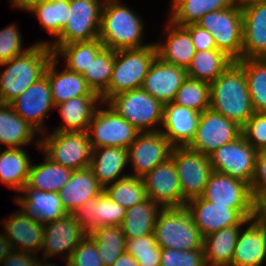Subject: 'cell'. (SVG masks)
I'll return each instance as SVG.
<instances>
[{
    "instance_id": "obj_1",
    "label": "cell",
    "mask_w": 266,
    "mask_h": 266,
    "mask_svg": "<svg viewBox=\"0 0 266 266\" xmlns=\"http://www.w3.org/2000/svg\"><path fill=\"white\" fill-rule=\"evenodd\" d=\"M210 109L243 128L255 113L243 67L233 61L210 83Z\"/></svg>"
},
{
    "instance_id": "obj_2",
    "label": "cell",
    "mask_w": 266,
    "mask_h": 266,
    "mask_svg": "<svg viewBox=\"0 0 266 266\" xmlns=\"http://www.w3.org/2000/svg\"><path fill=\"white\" fill-rule=\"evenodd\" d=\"M53 56L54 51L49 45L36 43L22 55L1 63L0 68H6L0 72V103L9 104L44 76Z\"/></svg>"
},
{
    "instance_id": "obj_3",
    "label": "cell",
    "mask_w": 266,
    "mask_h": 266,
    "mask_svg": "<svg viewBox=\"0 0 266 266\" xmlns=\"http://www.w3.org/2000/svg\"><path fill=\"white\" fill-rule=\"evenodd\" d=\"M143 30L144 25L138 14L120 0H105L98 37L105 48L118 51L149 46L151 43L142 42Z\"/></svg>"
},
{
    "instance_id": "obj_4",
    "label": "cell",
    "mask_w": 266,
    "mask_h": 266,
    "mask_svg": "<svg viewBox=\"0 0 266 266\" xmlns=\"http://www.w3.org/2000/svg\"><path fill=\"white\" fill-rule=\"evenodd\" d=\"M157 57L155 43L137 49L118 50L107 91L101 96L103 103L111 97L142 87L149 67Z\"/></svg>"
},
{
    "instance_id": "obj_5",
    "label": "cell",
    "mask_w": 266,
    "mask_h": 266,
    "mask_svg": "<svg viewBox=\"0 0 266 266\" xmlns=\"http://www.w3.org/2000/svg\"><path fill=\"white\" fill-rule=\"evenodd\" d=\"M154 235L161 248L203 249L204 237L185 206L162 208L157 216Z\"/></svg>"
},
{
    "instance_id": "obj_6",
    "label": "cell",
    "mask_w": 266,
    "mask_h": 266,
    "mask_svg": "<svg viewBox=\"0 0 266 266\" xmlns=\"http://www.w3.org/2000/svg\"><path fill=\"white\" fill-rule=\"evenodd\" d=\"M38 140L36 146L52 162L73 171L90 166L93 149L87 132L53 131Z\"/></svg>"
},
{
    "instance_id": "obj_7",
    "label": "cell",
    "mask_w": 266,
    "mask_h": 266,
    "mask_svg": "<svg viewBox=\"0 0 266 266\" xmlns=\"http://www.w3.org/2000/svg\"><path fill=\"white\" fill-rule=\"evenodd\" d=\"M106 103L141 133L159 131L156 128L162 123L164 104L144 89L119 93Z\"/></svg>"
},
{
    "instance_id": "obj_8",
    "label": "cell",
    "mask_w": 266,
    "mask_h": 266,
    "mask_svg": "<svg viewBox=\"0 0 266 266\" xmlns=\"http://www.w3.org/2000/svg\"><path fill=\"white\" fill-rule=\"evenodd\" d=\"M209 31L217 50L224 52L233 61L242 59L243 16L239 6L216 10L205 14L197 23Z\"/></svg>"
},
{
    "instance_id": "obj_9",
    "label": "cell",
    "mask_w": 266,
    "mask_h": 266,
    "mask_svg": "<svg viewBox=\"0 0 266 266\" xmlns=\"http://www.w3.org/2000/svg\"><path fill=\"white\" fill-rule=\"evenodd\" d=\"M104 2L105 0H69L67 22L61 35L53 42L39 41L37 44L64 45L98 39Z\"/></svg>"
},
{
    "instance_id": "obj_10",
    "label": "cell",
    "mask_w": 266,
    "mask_h": 266,
    "mask_svg": "<svg viewBox=\"0 0 266 266\" xmlns=\"http://www.w3.org/2000/svg\"><path fill=\"white\" fill-rule=\"evenodd\" d=\"M104 104L107 108L101 109L98 106L88 126L87 133L92 148L121 147L128 149L141 132L107 103Z\"/></svg>"
},
{
    "instance_id": "obj_11",
    "label": "cell",
    "mask_w": 266,
    "mask_h": 266,
    "mask_svg": "<svg viewBox=\"0 0 266 266\" xmlns=\"http://www.w3.org/2000/svg\"><path fill=\"white\" fill-rule=\"evenodd\" d=\"M170 157L177 169L183 198L189 201L201 197L213 172L209 156L188 147H173Z\"/></svg>"
},
{
    "instance_id": "obj_12",
    "label": "cell",
    "mask_w": 266,
    "mask_h": 266,
    "mask_svg": "<svg viewBox=\"0 0 266 266\" xmlns=\"http://www.w3.org/2000/svg\"><path fill=\"white\" fill-rule=\"evenodd\" d=\"M185 207L203 237L226 227L244 226L253 216V210H235L230 206L216 205L202 197L187 201Z\"/></svg>"
},
{
    "instance_id": "obj_13",
    "label": "cell",
    "mask_w": 266,
    "mask_h": 266,
    "mask_svg": "<svg viewBox=\"0 0 266 266\" xmlns=\"http://www.w3.org/2000/svg\"><path fill=\"white\" fill-rule=\"evenodd\" d=\"M241 135L240 126L209 108L201 113L195 136L187 147L209 156L222 145L235 141Z\"/></svg>"
},
{
    "instance_id": "obj_14",
    "label": "cell",
    "mask_w": 266,
    "mask_h": 266,
    "mask_svg": "<svg viewBox=\"0 0 266 266\" xmlns=\"http://www.w3.org/2000/svg\"><path fill=\"white\" fill-rule=\"evenodd\" d=\"M257 150L243 135L235 141L222 145L209 155L213 171L229 175L251 184L255 170Z\"/></svg>"
},
{
    "instance_id": "obj_15",
    "label": "cell",
    "mask_w": 266,
    "mask_h": 266,
    "mask_svg": "<svg viewBox=\"0 0 266 266\" xmlns=\"http://www.w3.org/2000/svg\"><path fill=\"white\" fill-rule=\"evenodd\" d=\"M173 146L160 131L140 133L137 139L128 147V162H132L134 174L144 177L157 165L171 156Z\"/></svg>"
},
{
    "instance_id": "obj_16",
    "label": "cell",
    "mask_w": 266,
    "mask_h": 266,
    "mask_svg": "<svg viewBox=\"0 0 266 266\" xmlns=\"http://www.w3.org/2000/svg\"><path fill=\"white\" fill-rule=\"evenodd\" d=\"M147 197L162 208L183 207L186 200L182 196L176 166L170 157L142 177Z\"/></svg>"
},
{
    "instance_id": "obj_17",
    "label": "cell",
    "mask_w": 266,
    "mask_h": 266,
    "mask_svg": "<svg viewBox=\"0 0 266 266\" xmlns=\"http://www.w3.org/2000/svg\"><path fill=\"white\" fill-rule=\"evenodd\" d=\"M201 197L235 210H253L254 206L250 184L216 171L210 175Z\"/></svg>"
},
{
    "instance_id": "obj_18",
    "label": "cell",
    "mask_w": 266,
    "mask_h": 266,
    "mask_svg": "<svg viewBox=\"0 0 266 266\" xmlns=\"http://www.w3.org/2000/svg\"><path fill=\"white\" fill-rule=\"evenodd\" d=\"M88 235V233L78 224L73 214H66L63 217L44 224V240L42 249L43 259L62 254V260L69 259L73 250Z\"/></svg>"
},
{
    "instance_id": "obj_19",
    "label": "cell",
    "mask_w": 266,
    "mask_h": 266,
    "mask_svg": "<svg viewBox=\"0 0 266 266\" xmlns=\"http://www.w3.org/2000/svg\"><path fill=\"white\" fill-rule=\"evenodd\" d=\"M9 104L12 106L13 110L33 126L40 135V133L44 131L43 123L47 113L51 108L55 109L48 77L46 75L42 76Z\"/></svg>"
},
{
    "instance_id": "obj_20",
    "label": "cell",
    "mask_w": 266,
    "mask_h": 266,
    "mask_svg": "<svg viewBox=\"0 0 266 266\" xmlns=\"http://www.w3.org/2000/svg\"><path fill=\"white\" fill-rule=\"evenodd\" d=\"M126 209L113 201L103 190L72 214L78 224L89 234L103 226H121Z\"/></svg>"
},
{
    "instance_id": "obj_21",
    "label": "cell",
    "mask_w": 266,
    "mask_h": 266,
    "mask_svg": "<svg viewBox=\"0 0 266 266\" xmlns=\"http://www.w3.org/2000/svg\"><path fill=\"white\" fill-rule=\"evenodd\" d=\"M242 9V59L266 58V0L247 4Z\"/></svg>"
},
{
    "instance_id": "obj_22",
    "label": "cell",
    "mask_w": 266,
    "mask_h": 266,
    "mask_svg": "<svg viewBox=\"0 0 266 266\" xmlns=\"http://www.w3.org/2000/svg\"><path fill=\"white\" fill-rule=\"evenodd\" d=\"M187 78L186 69L154 59L144 78L142 89L163 104L173 102L183 81Z\"/></svg>"
},
{
    "instance_id": "obj_23",
    "label": "cell",
    "mask_w": 266,
    "mask_h": 266,
    "mask_svg": "<svg viewBox=\"0 0 266 266\" xmlns=\"http://www.w3.org/2000/svg\"><path fill=\"white\" fill-rule=\"evenodd\" d=\"M3 224L12 249L31 254L40 252L44 240L43 223L20 209L5 219Z\"/></svg>"
},
{
    "instance_id": "obj_24",
    "label": "cell",
    "mask_w": 266,
    "mask_h": 266,
    "mask_svg": "<svg viewBox=\"0 0 266 266\" xmlns=\"http://www.w3.org/2000/svg\"><path fill=\"white\" fill-rule=\"evenodd\" d=\"M201 113L173 102L164 104L162 123L159 130L173 147H187L193 140Z\"/></svg>"
},
{
    "instance_id": "obj_25",
    "label": "cell",
    "mask_w": 266,
    "mask_h": 266,
    "mask_svg": "<svg viewBox=\"0 0 266 266\" xmlns=\"http://www.w3.org/2000/svg\"><path fill=\"white\" fill-rule=\"evenodd\" d=\"M22 193V194H21ZM16 195L14 201L22 211L45 224L68 214L58 193L45 192L25 185Z\"/></svg>"
},
{
    "instance_id": "obj_26",
    "label": "cell",
    "mask_w": 266,
    "mask_h": 266,
    "mask_svg": "<svg viewBox=\"0 0 266 266\" xmlns=\"http://www.w3.org/2000/svg\"><path fill=\"white\" fill-rule=\"evenodd\" d=\"M166 28V43L155 42L157 57L164 63L187 69L196 54L189 31L170 20Z\"/></svg>"
},
{
    "instance_id": "obj_27",
    "label": "cell",
    "mask_w": 266,
    "mask_h": 266,
    "mask_svg": "<svg viewBox=\"0 0 266 266\" xmlns=\"http://www.w3.org/2000/svg\"><path fill=\"white\" fill-rule=\"evenodd\" d=\"M58 58L53 56L47 65L45 75L51 89L54 106L59 105L74 97L99 96L88 87L83 75L65 68L63 71L56 69Z\"/></svg>"
},
{
    "instance_id": "obj_28",
    "label": "cell",
    "mask_w": 266,
    "mask_h": 266,
    "mask_svg": "<svg viewBox=\"0 0 266 266\" xmlns=\"http://www.w3.org/2000/svg\"><path fill=\"white\" fill-rule=\"evenodd\" d=\"M245 226L239 232L231 266H262L266 257V231L252 218Z\"/></svg>"
},
{
    "instance_id": "obj_29",
    "label": "cell",
    "mask_w": 266,
    "mask_h": 266,
    "mask_svg": "<svg viewBox=\"0 0 266 266\" xmlns=\"http://www.w3.org/2000/svg\"><path fill=\"white\" fill-rule=\"evenodd\" d=\"M104 188L99 184L93 171L88 167L74 170L68 182L60 189L58 195L68 214L100 194Z\"/></svg>"
},
{
    "instance_id": "obj_30",
    "label": "cell",
    "mask_w": 266,
    "mask_h": 266,
    "mask_svg": "<svg viewBox=\"0 0 266 266\" xmlns=\"http://www.w3.org/2000/svg\"><path fill=\"white\" fill-rule=\"evenodd\" d=\"M92 158L89 168L93 171L99 184L105 188L120 178L128 162V149L121 147L92 148Z\"/></svg>"
},
{
    "instance_id": "obj_31",
    "label": "cell",
    "mask_w": 266,
    "mask_h": 266,
    "mask_svg": "<svg viewBox=\"0 0 266 266\" xmlns=\"http://www.w3.org/2000/svg\"><path fill=\"white\" fill-rule=\"evenodd\" d=\"M103 105L100 96H80L67 100L55 106L59 109L63 125L56 127L54 131L62 132H87L90 121L98 108Z\"/></svg>"
},
{
    "instance_id": "obj_32",
    "label": "cell",
    "mask_w": 266,
    "mask_h": 266,
    "mask_svg": "<svg viewBox=\"0 0 266 266\" xmlns=\"http://www.w3.org/2000/svg\"><path fill=\"white\" fill-rule=\"evenodd\" d=\"M36 133V134H35ZM39 132L19 116L8 103H0V145L21 148L35 140Z\"/></svg>"
},
{
    "instance_id": "obj_33",
    "label": "cell",
    "mask_w": 266,
    "mask_h": 266,
    "mask_svg": "<svg viewBox=\"0 0 266 266\" xmlns=\"http://www.w3.org/2000/svg\"><path fill=\"white\" fill-rule=\"evenodd\" d=\"M241 227H226L204 237L203 250L207 266H231Z\"/></svg>"
},
{
    "instance_id": "obj_34",
    "label": "cell",
    "mask_w": 266,
    "mask_h": 266,
    "mask_svg": "<svg viewBox=\"0 0 266 266\" xmlns=\"http://www.w3.org/2000/svg\"><path fill=\"white\" fill-rule=\"evenodd\" d=\"M31 163L23 147L0 150V182L19 193L27 183Z\"/></svg>"
},
{
    "instance_id": "obj_35",
    "label": "cell",
    "mask_w": 266,
    "mask_h": 266,
    "mask_svg": "<svg viewBox=\"0 0 266 266\" xmlns=\"http://www.w3.org/2000/svg\"><path fill=\"white\" fill-rule=\"evenodd\" d=\"M162 207L153 200H146L127 208L122 231L126 239H133L147 234H154L157 216Z\"/></svg>"
},
{
    "instance_id": "obj_36",
    "label": "cell",
    "mask_w": 266,
    "mask_h": 266,
    "mask_svg": "<svg viewBox=\"0 0 266 266\" xmlns=\"http://www.w3.org/2000/svg\"><path fill=\"white\" fill-rule=\"evenodd\" d=\"M54 51V56L63 57L66 68L80 75L85 73L97 54L104 48L101 40L72 42L64 45H49Z\"/></svg>"
},
{
    "instance_id": "obj_37",
    "label": "cell",
    "mask_w": 266,
    "mask_h": 266,
    "mask_svg": "<svg viewBox=\"0 0 266 266\" xmlns=\"http://www.w3.org/2000/svg\"><path fill=\"white\" fill-rule=\"evenodd\" d=\"M41 164L31 163L26 185L45 192L58 193L68 182L73 170L52 162L46 156Z\"/></svg>"
},
{
    "instance_id": "obj_38",
    "label": "cell",
    "mask_w": 266,
    "mask_h": 266,
    "mask_svg": "<svg viewBox=\"0 0 266 266\" xmlns=\"http://www.w3.org/2000/svg\"><path fill=\"white\" fill-rule=\"evenodd\" d=\"M169 20L179 26L196 24L205 14L233 6L232 0H171Z\"/></svg>"
},
{
    "instance_id": "obj_39",
    "label": "cell",
    "mask_w": 266,
    "mask_h": 266,
    "mask_svg": "<svg viewBox=\"0 0 266 266\" xmlns=\"http://www.w3.org/2000/svg\"><path fill=\"white\" fill-rule=\"evenodd\" d=\"M233 62L224 52L217 49L198 51L186 69L187 77L211 83Z\"/></svg>"
},
{
    "instance_id": "obj_40",
    "label": "cell",
    "mask_w": 266,
    "mask_h": 266,
    "mask_svg": "<svg viewBox=\"0 0 266 266\" xmlns=\"http://www.w3.org/2000/svg\"><path fill=\"white\" fill-rule=\"evenodd\" d=\"M95 242L104 266H111L125 252L127 239L121 226H103L88 234Z\"/></svg>"
},
{
    "instance_id": "obj_41",
    "label": "cell",
    "mask_w": 266,
    "mask_h": 266,
    "mask_svg": "<svg viewBox=\"0 0 266 266\" xmlns=\"http://www.w3.org/2000/svg\"><path fill=\"white\" fill-rule=\"evenodd\" d=\"M244 69L253 109L266 112V58L237 61Z\"/></svg>"
},
{
    "instance_id": "obj_42",
    "label": "cell",
    "mask_w": 266,
    "mask_h": 266,
    "mask_svg": "<svg viewBox=\"0 0 266 266\" xmlns=\"http://www.w3.org/2000/svg\"><path fill=\"white\" fill-rule=\"evenodd\" d=\"M69 11V0H49L34 5L28 12L36 16L41 28L57 39L65 27Z\"/></svg>"
},
{
    "instance_id": "obj_43",
    "label": "cell",
    "mask_w": 266,
    "mask_h": 266,
    "mask_svg": "<svg viewBox=\"0 0 266 266\" xmlns=\"http://www.w3.org/2000/svg\"><path fill=\"white\" fill-rule=\"evenodd\" d=\"M115 53V50L104 47L83 74L88 87L100 97L107 91L110 84Z\"/></svg>"
},
{
    "instance_id": "obj_44",
    "label": "cell",
    "mask_w": 266,
    "mask_h": 266,
    "mask_svg": "<svg viewBox=\"0 0 266 266\" xmlns=\"http://www.w3.org/2000/svg\"><path fill=\"white\" fill-rule=\"evenodd\" d=\"M104 191L113 201L125 209L133 207L148 198L143 179L129 174L107 185Z\"/></svg>"
},
{
    "instance_id": "obj_45",
    "label": "cell",
    "mask_w": 266,
    "mask_h": 266,
    "mask_svg": "<svg viewBox=\"0 0 266 266\" xmlns=\"http://www.w3.org/2000/svg\"><path fill=\"white\" fill-rule=\"evenodd\" d=\"M210 83L187 77L173 103L202 113L210 108Z\"/></svg>"
},
{
    "instance_id": "obj_46",
    "label": "cell",
    "mask_w": 266,
    "mask_h": 266,
    "mask_svg": "<svg viewBox=\"0 0 266 266\" xmlns=\"http://www.w3.org/2000/svg\"><path fill=\"white\" fill-rule=\"evenodd\" d=\"M125 251L136 259L139 266H160L161 247L154 234L127 239Z\"/></svg>"
},
{
    "instance_id": "obj_47",
    "label": "cell",
    "mask_w": 266,
    "mask_h": 266,
    "mask_svg": "<svg viewBox=\"0 0 266 266\" xmlns=\"http://www.w3.org/2000/svg\"><path fill=\"white\" fill-rule=\"evenodd\" d=\"M20 34L16 24H10L0 30V64L22 55L34 46L23 49Z\"/></svg>"
},
{
    "instance_id": "obj_48",
    "label": "cell",
    "mask_w": 266,
    "mask_h": 266,
    "mask_svg": "<svg viewBox=\"0 0 266 266\" xmlns=\"http://www.w3.org/2000/svg\"><path fill=\"white\" fill-rule=\"evenodd\" d=\"M160 266H207L203 249L177 250L161 248Z\"/></svg>"
},
{
    "instance_id": "obj_49",
    "label": "cell",
    "mask_w": 266,
    "mask_h": 266,
    "mask_svg": "<svg viewBox=\"0 0 266 266\" xmlns=\"http://www.w3.org/2000/svg\"><path fill=\"white\" fill-rule=\"evenodd\" d=\"M242 135L256 150L266 146V112H255L242 128Z\"/></svg>"
},
{
    "instance_id": "obj_50",
    "label": "cell",
    "mask_w": 266,
    "mask_h": 266,
    "mask_svg": "<svg viewBox=\"0 0 266 266\" xmlns=\"http://www.w3.org/2000/svg\"><path fill=\"white\" fill-rule=\"evenodd\" d=\"M68 261L74 266H104L94 240L87 235L73 250Z\"/></svg>"
},
{
    "instance_id": "obj_51",
    "label": "cell",
    "mask_w": 266,
    "mask_h": 266,
    "mask_svg": "<svg viewBox=\"0 0 266 266\" xmlns=\"http://www.w3.org/2000/svg\"><path fill=\"white\" fill-rule=\"evenodd\" d=\"M253 200L266 197V151L257 150L255 170L250 184Z\"/></svg>"
},
{
    "instance_id": "obj_52",
    "label": "cell",
    "mask_w": 266,
    "mask_h": 266,
    "mask_svg": "<svg viewBox=\"0 0 266 266\" xmlns=\"http://www.w3.org/2000/svg\"><path fill=\"white\" fill-rule=\"evenodd\" d=\"M184 27L190 33V37L196 52L217 49L215 40L209 31L201 28L197 24H189Z\"/></svg>"
},
{
    "instance_id": "obj_53",
    "label": "cell",
    "mask_w": 266,
    "mask_h": 266,
    "mask_svg": "<svg viewBox=\"0 0 266 266\" xmlns=\"http://www.w3.org/2000/svg\"><path fill=\"white\" fill-rule=\"evenodd\" d=\"M40 258L19 250H12L0 266H39Z\"/></svg>"
},
{
    "instance_id": "obj_54",
    "label": "cell",
    "mask_w": 266,
    "mask_h": 266,
    "mask_svg": "<svg viewBox=\"0 0 266 266\" xmlns=\"http://www.w3.org/2000/svg\"><path fill=\"white\" fill-rule=\"evenodd\" d=\"M252 219L266 231V197L254 200Z\"/></svg>"
},
{
    "instance_id": "obj_55",
    "label": "cell",
    "mask_w": 266,
    "mask_h": 266,
    "mask_svg": "<svg viewBox=\"0 0 266 266\" xmlns=\"http://www.w3.org/2000/svg\"><path fill=\"white\" fill-rule=\"evenodd\" d=\"M111 266H139L136 259L127 253L123 252Z\"/></svg>"
},
{
    "instance_id": "obj_56",
    "label": "cell",
    "mask_w": 266,
    "mask_h": 266,
    "mask_svg": "<svg viewBox=\"0 0 266 266\" xmlns=\"http://www.w3.org/2000/svg\"><path fill=\"white\" fill-rule=\"evenodd\" d=\"M11 243L8 241L5 233L0 234V265L3 260L8 256V254L12 251Z\"/></svg>"
},
{
    "instance_id": "obj_57",
    "label": "cell",
    "mask_w": 266,
    "mask_h": 266,
    "mask_svg": "<svg viewBox=\"0 0 266 266\" xmlns=\"http://www.w3.org/2000/svg\"><path fill=\"white\" fill-rule=\"evenodd\" d=\"M45 1H49V0H17V8L28 11L34 5L45 2Z\"/></svg>"
},
{
    "instance_id": "obj_58",
    "label": "cell",
    "mask_w": 266,
    "mask_h": 266,
    "mask_svg": "<svg viewBox=\"0 0 266 266\" xmlns=\"http://www.w3.org/2000/svg\"><path fill=\"white\" fill-rule=\"evenodd\" d=\"M256 1H259V0H232L233 5L239 6V7H243L247 4H250V3L256 2Z\"/></svg>"
},
{
    "instance_id": "obj_59",
    "label": "cell",
    "mask_w": 266,
    "mask_h": 266,
    "mask_svg": "<svg viewBox=\"0 0 266 266\" xmlns=\"http://www.w3.org/2000/svg\"><path fill=\"white\" fill-rule=\"evenodd\" d=\"M39 266H56V264L48 263L47 259H43V262H39ZM58 266V265H57Z\"/></svg>"
},
{
    "instance_id": "obj_60",
    "label": "cell",
    "mask_w": 266,
    "mask_h": 266,
    "mask_svg": "<svg viewBox=\"0 0 266 266\" xmlns=\"http://www.w3.org/2000/svg\"><path fill=\"white\" fill-rule=\"evenodd\" d=\"M11 4L13 7L17 8V0H11Z\"/></svg>"
},
{
    "instance_id": "obj_61",
    "label": "cell",
    "mask_w": 266,
    "mask_h": 266,
    "mask_svg": "<svg viewBox=\"0 0 266 266\" xmlns=\"http://www.w3.org/2000/svg\"><path fill=\"white\" fill-rule=\"evenodd\" d=\"M66 262V266H74L72 263H70L68 260L65 261Z\"/></svg>"
}]
</instances>
